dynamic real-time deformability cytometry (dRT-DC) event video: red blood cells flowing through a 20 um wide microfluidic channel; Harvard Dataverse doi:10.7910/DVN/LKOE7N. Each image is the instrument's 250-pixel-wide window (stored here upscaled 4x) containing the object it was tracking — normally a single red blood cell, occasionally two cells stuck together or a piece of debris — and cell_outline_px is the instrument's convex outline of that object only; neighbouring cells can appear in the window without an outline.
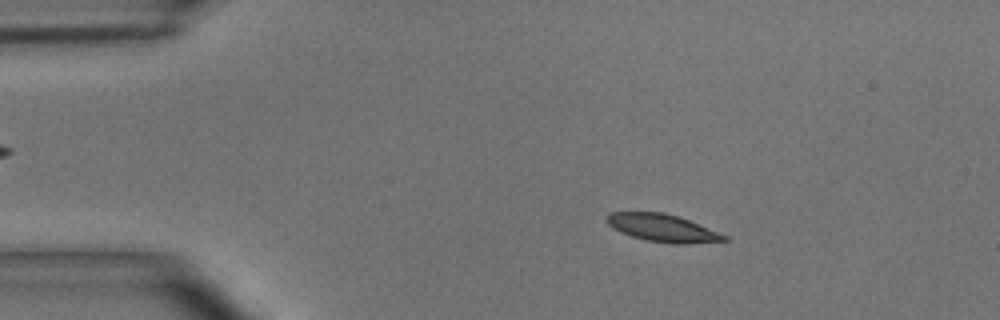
{"species": "common noctule bat (a hibernating species)", "species_latin": "Nyctalus noctula", "temperature_condition": "room temperature", "stored_images_in_passage": 4, "camera_frame_rate_fps": 3000, "um_per_image_px": 0.085, "animal": {"sex": "male", "body_mass_g": 15.6}, "frame": {"image": 1, "passage_image": 1, "time_ms": 0.0, "image_size_px": [1000, 320], "cell_outline_px": [[728, 240], [688, 244], [676, 244], [648, 240], [632, 236], [620, 232], [612, 228], [604, 220], [604, 216], [608, 212], [664, 212], [688, 220], [728, 236]], "centroid_in_image_um": [56.25, 19.37], "position_along_channel_um": 28.7, "area_um2": 18.79}}
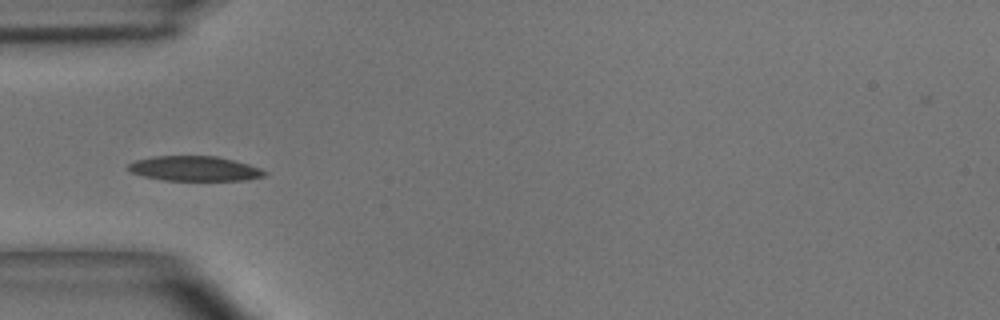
{"frame": {"image": 2, "passage_image": 3, "time_ms": 0.667, "image_size_px": [1000, 320], "cell_outline_px": [[268, 172], [264, 176], [248, 180], [164, 180], [144, 176], [132, 172], [128, 168], [128, 164], [136, 160], [152, 156], [216, 156], [248, 164], [260, 168]], "centroid_in_image_um": [16.55, 14.33], "position_along_channel_um": 68.4, "area_um2": 19.59}}
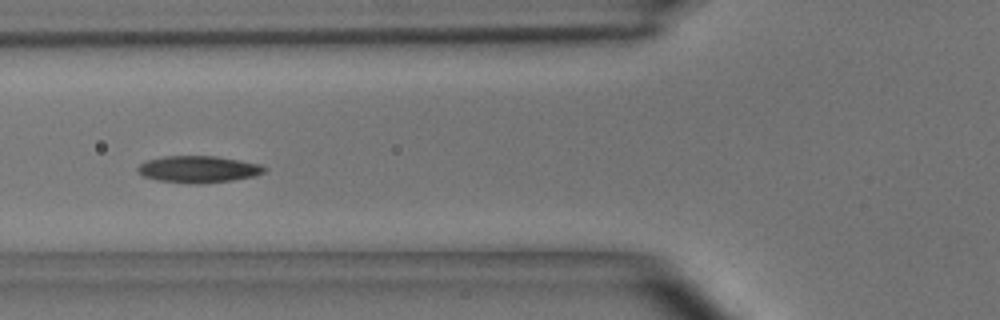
{"frame": {"image": 3, "passage_image": 4, "time_ms": 1.0, "image_size_px": [1000, 320], "cell_outline_px": [[268, 168], [264, 172], [256, 176], [232, 180], [200, 184], [188, 184], [156, 180], [144, 176], [136, 172], [136, 168], [144, 160], [164, 156], [216, 156], [260, 164]], "centroid_in_image_um": [16.83, 14.39], "position_along_channel_um": 109.0, "area_um2": 20.06}}